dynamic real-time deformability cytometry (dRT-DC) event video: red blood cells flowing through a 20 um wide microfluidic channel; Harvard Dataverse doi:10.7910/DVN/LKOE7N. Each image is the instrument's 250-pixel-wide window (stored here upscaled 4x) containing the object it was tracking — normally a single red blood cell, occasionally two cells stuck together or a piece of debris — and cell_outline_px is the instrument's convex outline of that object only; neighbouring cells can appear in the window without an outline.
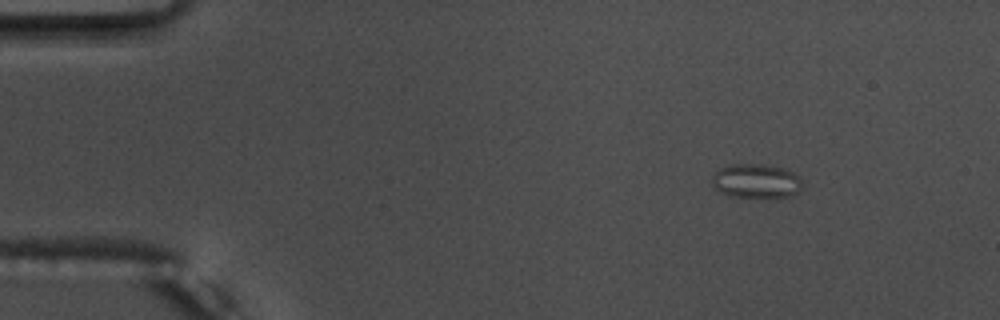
{"species": "common noctule bat (a hibernating species)", "species_latin": "Nyctalus noctula", "temperature_condition": "warm", "stored_images_in_passage": 49, "camera_frame_rate_fps": 3000, "um_per_image_px": 0.085, "animal": {"sex": "male", "body_mass_g": 17.5, "forearm_length_mm": 52.3}, "frame": {"image": 1, "passage_image": 1, "time_ms": 0.0, "image_size_px": [1000, 320], "cell_outline_px": [[804, 188], [792, 196], [780, 200], [732, 196], [720, 192], [712, 184], [712, 176], [720, 168], [732, 164], [764, 164], [788, 168], [800, 176], [804, 184]], "centroid_in_image_um": [64.39, 15.42], "position_along_channel_um": 20.6, "area_um2": 19.02}}
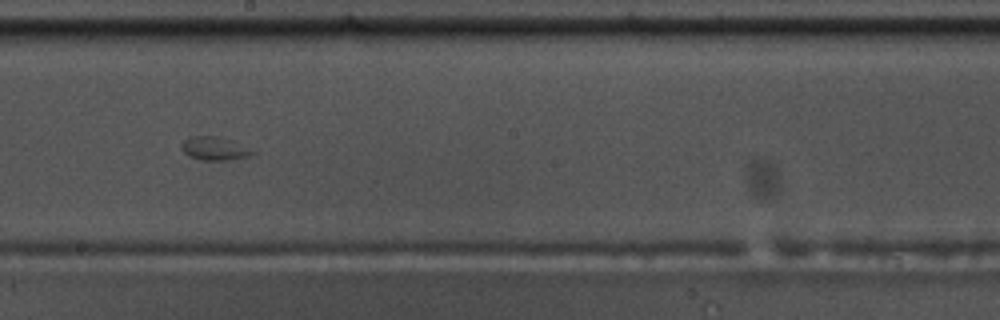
{"frame": {"image": 2, "passage_image": 25, "time_ms": 8.0, "image_size_px": [1000, 320], "cell_outline_px": [[256, 152], [248, 156], [228, 160], [200, 160], [188, 156], [180, 148], [180, 144], [188, 136], [216, 136], [232, 140], [256, 148]], "centroid_in_image_um": [18.27, 12.61], "position_along_channel_um": 229.9, "area_um2": 10.06}}
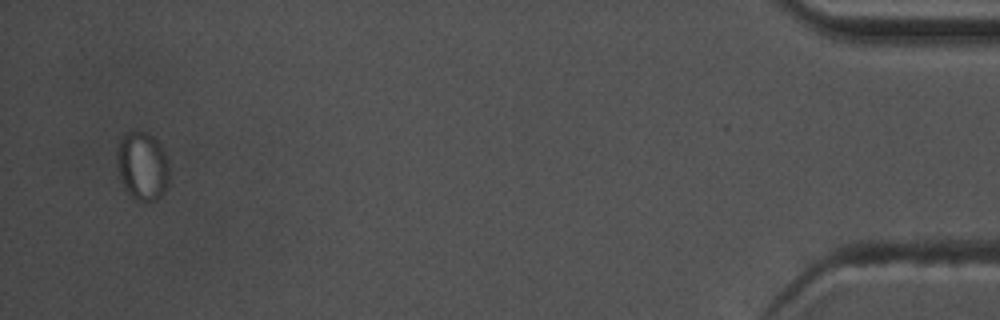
{"frame": {"image": 3, "passage_image": 47, "time_ms": 15.333, "image_size_px": [1000, 320], "cell_outline_px": [[168, 184], [164, 192], [156, 200], [148, 204], [144, 204], [136, 200], [124, 188], [120, 180], [116, 160], [116, 152], [120, 140], [128, 132], [144, 132], [152, 136], [164, 148], [168, 160]], "centroid_in_image_um": [12.11, 14.16], "position_along_channel_um": 423.1, "area_um2": 21.21}}